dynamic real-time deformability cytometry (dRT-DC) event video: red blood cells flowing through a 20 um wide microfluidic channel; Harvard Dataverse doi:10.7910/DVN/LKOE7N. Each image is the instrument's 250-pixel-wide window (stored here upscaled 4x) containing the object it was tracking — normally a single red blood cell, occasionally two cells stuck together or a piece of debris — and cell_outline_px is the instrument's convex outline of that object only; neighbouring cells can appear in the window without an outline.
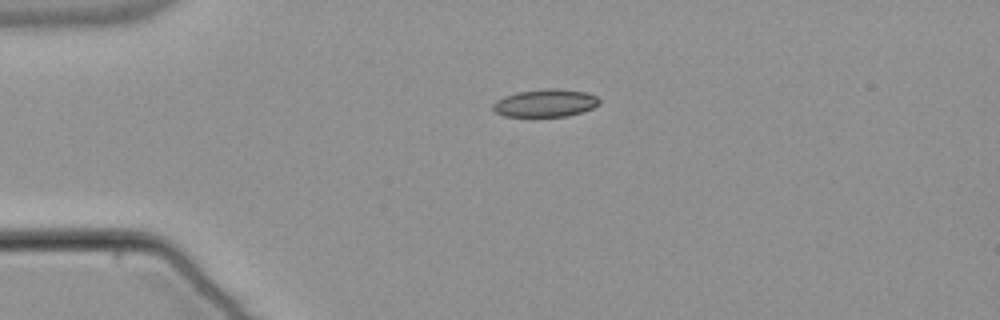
{"species": "common noctule bat (a hibernating species)", "species_latin": "Nyctalus noctula", "temperature_condition": "warm", "stored_images_in_passage": 46, "camera_frame_rate_fps": 3000, "um_per_image_px": 0.085, "animal": {"sex": "male", "body_mass_g": 21.5, "forearm_length_mm": 52.0}, "frame": {"image": 1, "passage_image": 5, "time_ms": 1.333, "image_size_px": [1000, 320], "cell_outline_px": [[600, 104], [592, 108], [568, 116], [504, 116], [496, 112], [492, 108], [492, 104], [496, 100], [504, 96], [516, 92], [548, 88], [556, 88], [584, 92], [596, 96], [600, 100]], "centroid_in_image_um": [46.34, 8.75], "position_along_channel_um": 38.7, "area_um2": 17.11}}
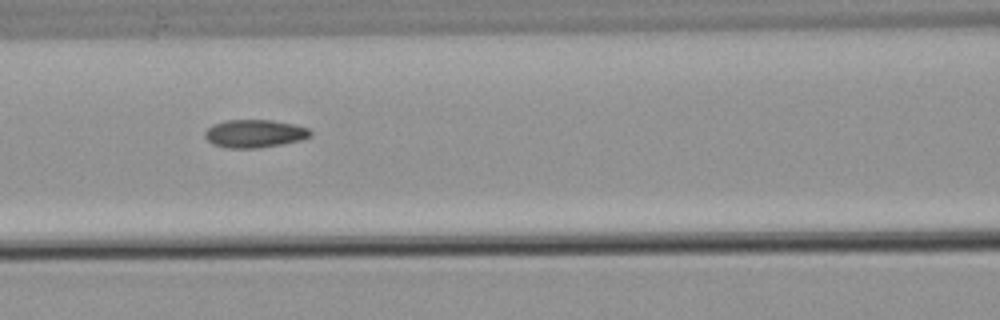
{"frame": {"image": 2, "passage_image": 16, "time_ms": 5.0, "image_size_px": [1000, 320], "cell_outline_px": [[312, 136], [300, 140], [280, 144], [256, 148], [228, 148], [212, 144], [204, 136], [204, 132], [212, 124], [228, 120], [272, 120], [292, 124], [308, 128], [312, 132]], "centroid_in_image_um": [21.62, 11.35], "position_along_channel_um": 145.0, "area_um2": 17.11}}
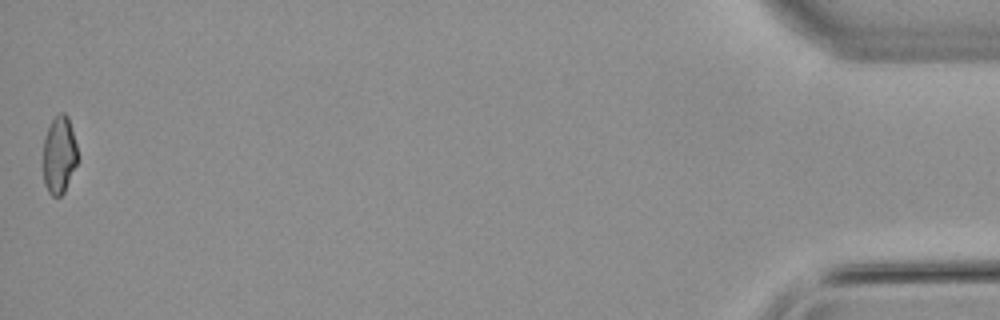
{"frame": {"image": 3, "passage_image": 46, "time_ms": 15.0, "image_size_px": [1000, 320], "cell_outline_px": [[80, 160], [64, 192], [60, 196], [52, 196], [48, 192], [44, 184], [44, 140], [48, 128], [52, 120], [60, 112], [64, 112], [68, 116], [80, 156]], "centroid_in_image_um": [5.08, 13.18], "position_along_channel_um": 430.1, "area_um2": 15.84}, "authors_computed_cell_mechanics": {"area_um2": 16.7042, "velocity_mm_per_s": 3.8208, "shape_relaxation_time_tau1_ms": null, "shape_relaxation_time_tau2_ms": 3.1113, "deformation_change_tau1": null, "deformation_change_tau2": 0.0945}}